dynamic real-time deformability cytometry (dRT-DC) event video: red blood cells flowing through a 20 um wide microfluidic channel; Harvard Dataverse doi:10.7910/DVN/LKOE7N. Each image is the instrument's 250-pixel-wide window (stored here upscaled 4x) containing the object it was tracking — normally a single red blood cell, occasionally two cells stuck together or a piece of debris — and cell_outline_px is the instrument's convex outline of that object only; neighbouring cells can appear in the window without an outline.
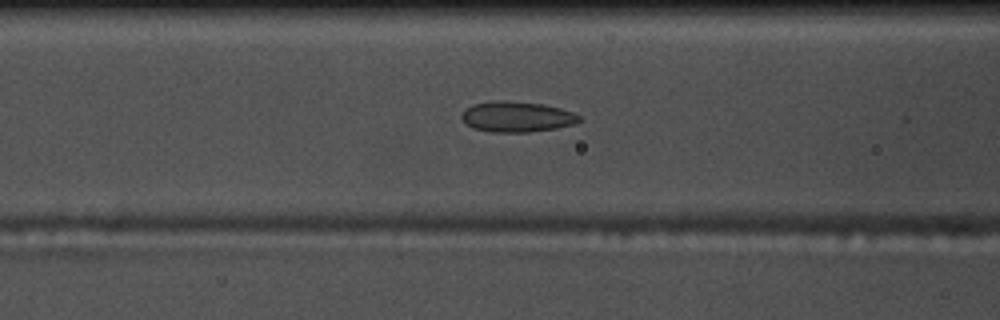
{"species": "common noctule bat (a hibernating species)", "species_latin": "Nyctalus noctula", "temperature_condition": "warm", "stored_images_in_passage": 27, "camera_frame_rate_fps": 3000, "um_per_image_px": 0.085, "animal": {"sex": "male", "body_mass_g": 17.5, "forearm_length_mm": 52.3}, "frame": {"image": 1, "passage_image": 5, "time_ms": 1.333, "image_size_px": [1000, 320], "cell_outline_px": [[580, 120], [572, 124], [556, 128], [528, 132], [492, 132], [472, 128], [460, 116], [472, 104], [496, 100], [544, 104], [560, 108], [572, 112], [580, 116]], "centroid_in_image_um": [43.92, 9.92], "position_along_channel_um": 122.7, "area_um2": 20.63}}
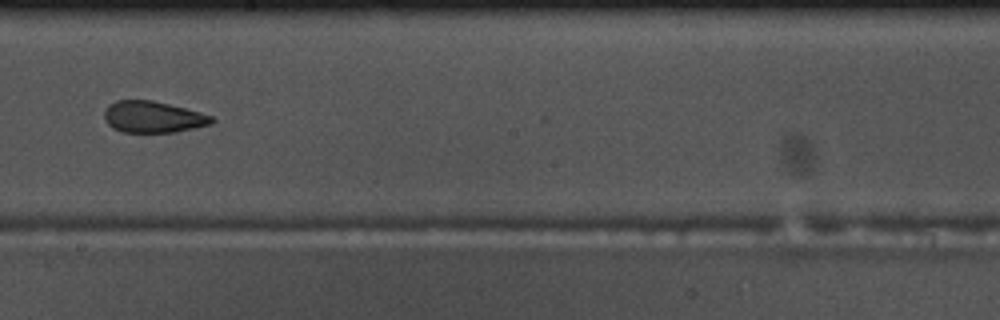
{"frame": {"image": 2, "passage_image": 14, "time_ms": 4.333, "image_size_px": [1000, 320], "cell_outline_px": [[216, 120], [212, 124], [176, 132], [124, 132], [112, 128], [104, 120], [104, 112], [108, 104], [116, 100], [152, 100], [200, 112], [212, 116]], "centroid_in_image_um": [12.99, 9.94], "position_along_channel_um": 235.2, "area_um2": 19.77}}
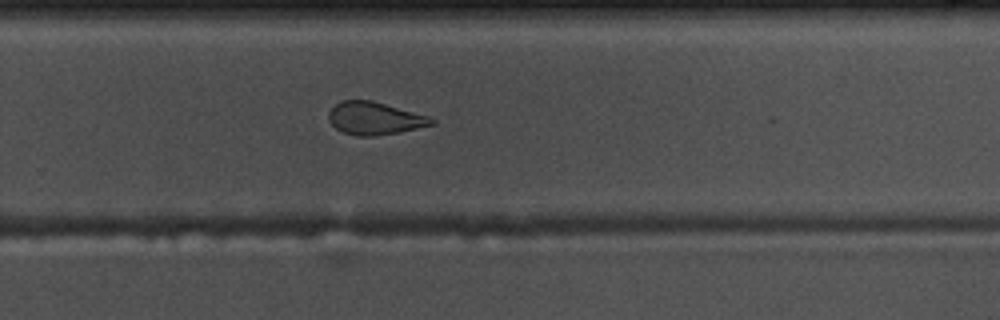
{"frame": {"image": 3, "passage_image": 19, "time_ms": 6.0, "image_size_px": [1000, 320], "cell_outline_px": [[436, 124], [400, 132], [376, 136], [356, 136], [344, 132], [336, 128], [328, 120], [328, 112], [340, 100], [372, 100], [428, 116], [436, 120]], "centroid_in_image_um": [31.85, 10.06], "position_along_channel_um": 298.0, "area_um2": 19.65}}